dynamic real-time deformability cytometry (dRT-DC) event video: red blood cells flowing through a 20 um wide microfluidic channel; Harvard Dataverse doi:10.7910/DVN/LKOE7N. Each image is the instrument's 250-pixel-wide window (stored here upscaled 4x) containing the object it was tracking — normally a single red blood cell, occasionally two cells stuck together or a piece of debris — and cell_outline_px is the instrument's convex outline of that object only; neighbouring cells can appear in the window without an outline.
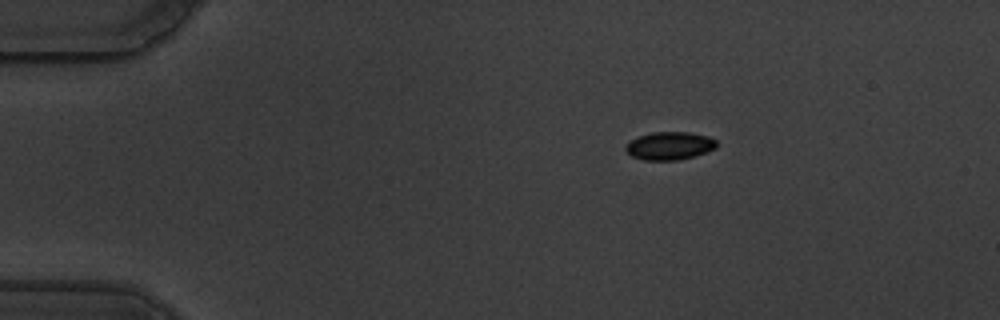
{"species": "common noctule bat (a hibernating species)", "species_latin": "Nyctalus noctula", "temperature_condition": "warm", "stored_images_in_passage": 59, "camera_frame_rate_fps": 3000, "um_per_image_px": 0.085, "animal": {"sex": "male", "body_mass_g": 19.5, "forearm_length_mm": 54.6}, "frame": {"image": 1, "passage_image": 11, "time_ms": 3.333, "image_size_px": [1000, 320], "cell_outline_px": [[716, 148], [692, 156], [676, 160], [644, 160], [632, 156], [624, 148], [632, 140], [640, 136], [652, 132], [688, 132], [708, 136], [716, 140]], "centroid_in_image_um": [56.91, 12.39], "position_along_channel_um": 28.1, "area_um2": 14.51}}
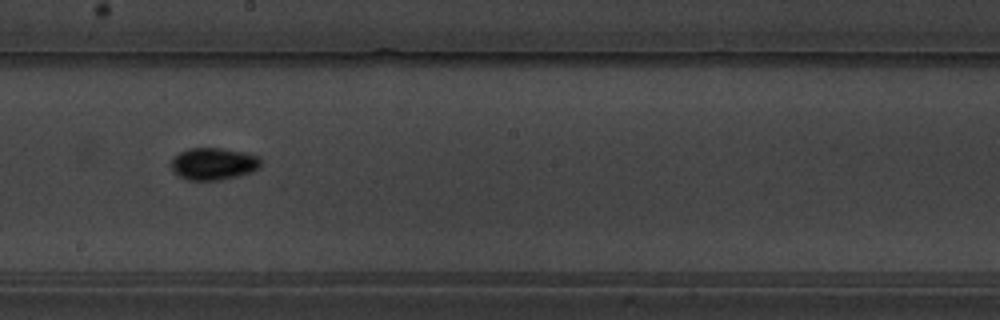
{"frame": {"image": 2, "passage_image": 34, "time_ms": 11.0, "image_size_px": [1000, 320], "cell_outline_px": [[264, 160], [260, 168], [252, 172], [240, 176], [220, 180], [188, 180], [180, 176], [172, 168], [172, 160], [180, 152], [188, 148], [224, 148], [248, 152], [260, 156]], "centroid_in_image_um": [18.26, 13.91], "position_along_channel_um": 229.9, "area_um2": 17.11}}
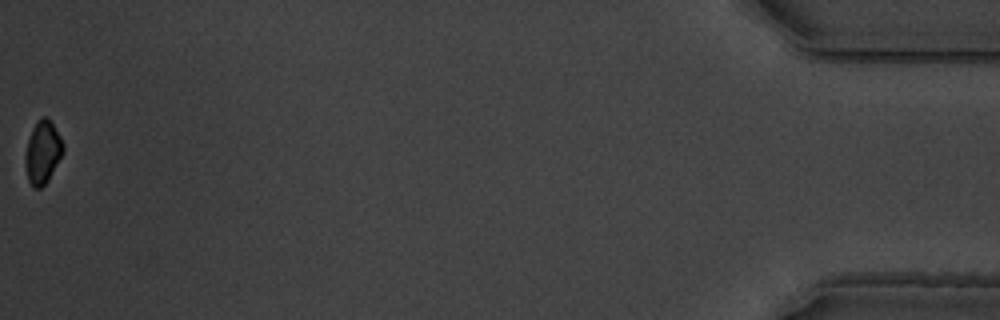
{"frame": {"image": 3, "passage_image": 59, "time_ms": 19.333, "image_size_px": [1000, 320], "cell_outline_px": [[64, 152], [48, 180], [40, 188], [32, 188], [28, 180], [24, 160], [24, 156], [28, 140], [32, 128], [36, 120], [40, 116], [44, 116], [52, 124], [60, 136], [64, 144]], "centroid_in_image_um": [3.61, 12.94], "position_along_channel_um": 431.6, "area_um2": 13.93}, "authors_computed_cell_mechanics": {"area_um2": 15.0858, "velocity_mm_per_s": 3.5274, "shape_relaxation_time_tau1_ms": 2.6248, "shape_relaxation_time_tau2_ms": 2.078, "deformation_change_tau1": 0.0483, "deformation_change_tau2": 0.046}}